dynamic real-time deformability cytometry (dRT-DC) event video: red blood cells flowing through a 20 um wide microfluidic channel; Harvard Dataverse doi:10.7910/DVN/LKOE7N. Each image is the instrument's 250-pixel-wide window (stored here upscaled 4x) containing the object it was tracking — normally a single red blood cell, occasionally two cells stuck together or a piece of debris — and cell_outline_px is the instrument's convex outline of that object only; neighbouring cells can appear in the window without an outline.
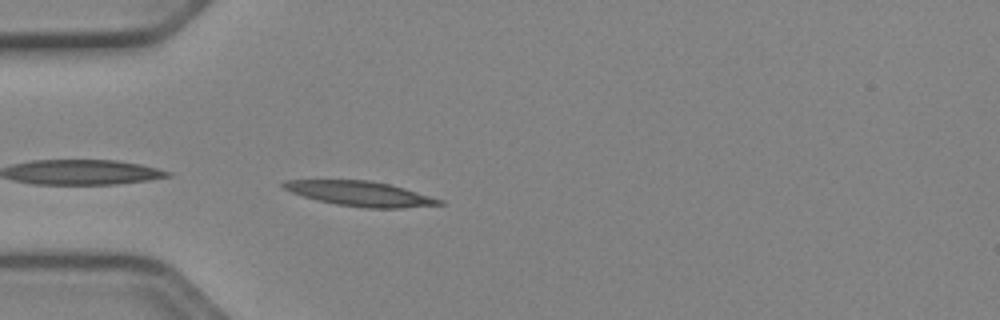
{"species": "Egyptian fruit bat (a non-hibernating species)", "species_latin": "Rousettus aegyptiacus", "temperature_condition": "cold", "stored_images_in_passage": 38, "camera_frame_rate_fps": 3000, "um_per_image_px": 0.085, "animal": {"sex": "female"}, "frame": {"image": 1, "passage_image": 1, "time_ms": 0.0, "image_size_px": [1000, 320], "cell_outline_px": [[444, 204], [400, 208], [364, 208], [336, 204], [316, 200], [292, 192], [284, 188], [280, 184], [284, 180], [368, 180], [388, 184], [404, 188], [444, 200]], "centroid_in_image_um": [30.62, 16.46], "position_along_channel_um": 54.4, "area_um2": 22.43}}
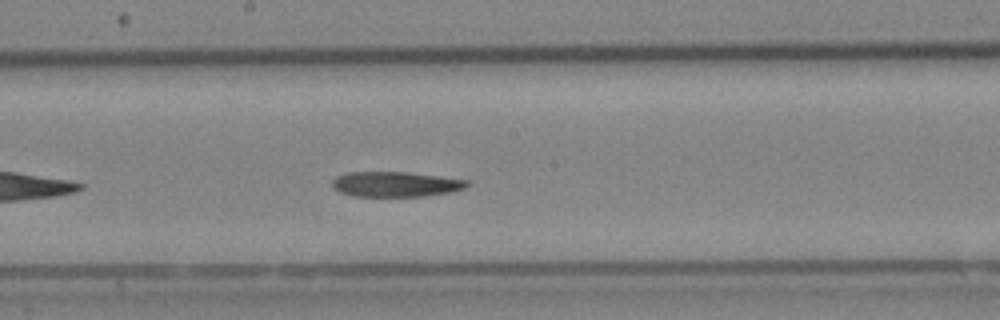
{"frame": {"image": 2, "passage_image": 14, "time_ms": 4.333, "image_size_px": [1000, 320], "cell_outline_px": [[472, 184], [464, 188], [452, 192], [424, 196], [352, 196], [340, 192], [332, 188], [332, 180], [336, 176], [348, 172], [408, 172], [468, 180]], "centroid_in_image_um": [33.62, 15.66], "position_along_channel_um": 214.6, "area_um2": 19.88}}
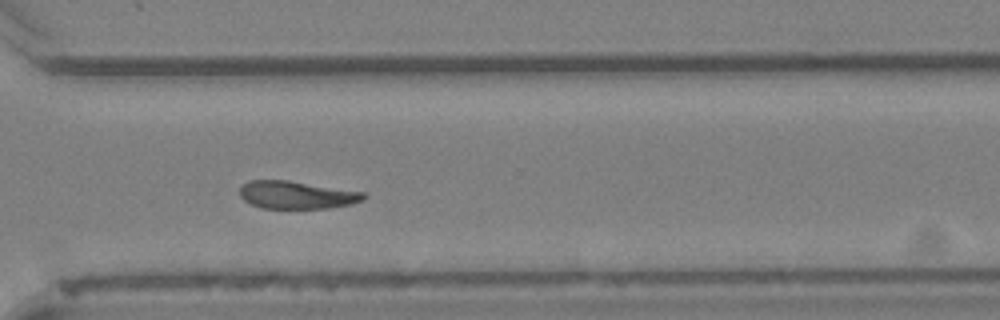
{"frame": {"image": 3, "passage_image": 24, "time_ms": 7.667, "image_size_px": [1000, 320], "cell_outline_px": [[368, 196], [364, 200], [352, 204], [332, 208], [260, 208], [244, 200], [240, 196], [240, 188], [248, 180], [288, 180], [364, 192]], "centroid_in_image_um": [25.25, 16.57], "position_along_channel_um": 345.4, "area_um2": 20.11}}